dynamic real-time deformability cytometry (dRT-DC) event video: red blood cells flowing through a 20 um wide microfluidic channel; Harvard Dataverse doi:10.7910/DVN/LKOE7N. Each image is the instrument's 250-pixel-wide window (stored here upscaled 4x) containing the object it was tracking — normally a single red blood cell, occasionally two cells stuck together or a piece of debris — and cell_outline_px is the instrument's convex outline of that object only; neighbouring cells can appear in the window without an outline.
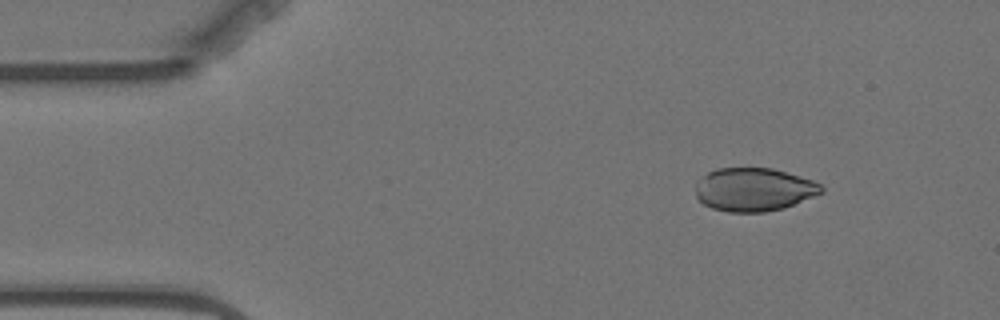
{"species": "Egyptian fruit bat (a non-hibernating species)", "species_latin": "Rousettus aegyptiacus", "temperature_condition": "warm", "stored_images_in_passage": 3, "camera_frame_rate_fps": 3000, "um_per_image_px": 0.085, "animal": {"sex": "female"}, "frame": {"image": 1, "passage_image": 1, "time_ms": 0.0, "image_size_px": [1000, 320], "cell_outline_px": [[824, 192], [784, 208], [764, 212], [728, 212], [712, 208], [704, 204], [696, 196], [696, 180], [708, 172], [716, 168], [772, 168], [812, 180], [820, 184], [824, 188]], "centroid_in_image_um": [64.06, 16.11], "position_along_channel_um": 20.9, "area_um2": 31.79}}